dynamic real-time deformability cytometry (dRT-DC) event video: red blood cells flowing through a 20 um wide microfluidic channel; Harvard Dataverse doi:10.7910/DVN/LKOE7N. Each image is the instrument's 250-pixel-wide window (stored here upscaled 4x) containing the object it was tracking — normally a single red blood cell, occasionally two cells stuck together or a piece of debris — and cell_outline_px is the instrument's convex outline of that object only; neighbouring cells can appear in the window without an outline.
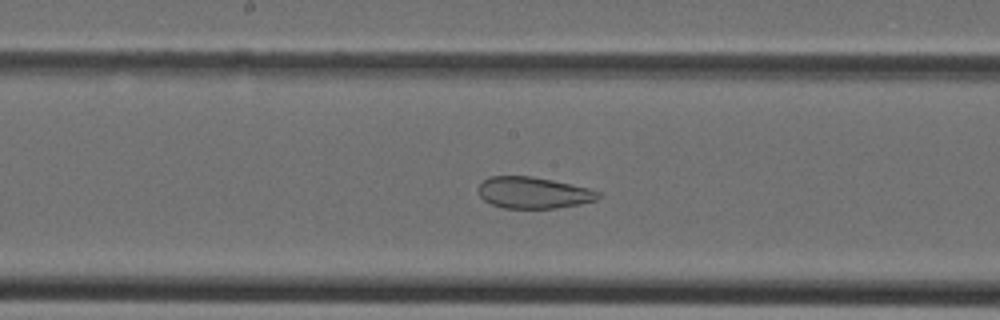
{"species": "Egyptian fruit bat (a non-hibernating species)", "species_latin": "Rousettus aegyptiacus", "temperature_condition": "cold", "stored_images_in_passage": 37, "camera_frame_rate_fps": 3000, "um_per_image_px": 0.085, "animal": {"sex": "female"}, "frame": {"image": 1, "passage_image": 18, "time_ms": 5.667, "image_size_px": [1000, 320], "cell_outline_px": [[600, 196], [596, 200], [580, 204], [556, 208], [504, 208], [492, 204], [484, 200], [480, 196], [476, 188], [488, 176], [532, 176], [552, 180], [588, 188], [600, 192]], "centroid_in_image_um": [45.31, 16.38], "position_along_channel_um": 202.9, "area_um2": 21.96}}
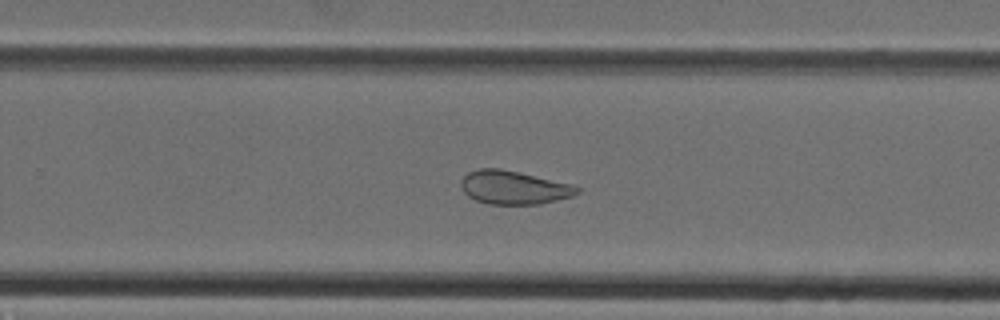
{"frame": {"image": 2, "passage_image": 23, "time_ms": 7.333, "image_size_px": [1000, 320], "cell_outline_px": [[580, 192], [572, 196], [540, 204], [488, 204], [476, 200], [468, 196], [464, 192], [460, 184], [460, 180], [468, 172], [480, 168], [500, 168], [572, 184], [580, 188]], "centroid_in_image_um": [43.66, 15.94], "position_along_channel_um": 286.1, "area_um2": 22.6}}
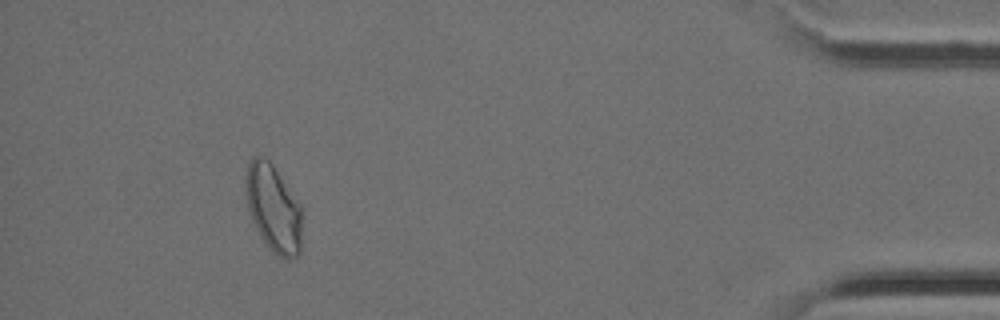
{"frame": {"image": 3, "passage_image": 34, "time_ms": 11.0, "image_size_px": [1000, 320], "cell_outline_px": [[300, 252], [296, 256], [288, 260], [272, 252], [268, 248], [260, 236], [252, 220], [248, 208], [244, 192], [244, 176], [248, 160], [252, 156], [264, 156], [272, 164], [300, 204]], "centroid_in_image_um": [23.17, 17.66], "position_along_channel_um": 412.0, "area_um2": 28.78}}